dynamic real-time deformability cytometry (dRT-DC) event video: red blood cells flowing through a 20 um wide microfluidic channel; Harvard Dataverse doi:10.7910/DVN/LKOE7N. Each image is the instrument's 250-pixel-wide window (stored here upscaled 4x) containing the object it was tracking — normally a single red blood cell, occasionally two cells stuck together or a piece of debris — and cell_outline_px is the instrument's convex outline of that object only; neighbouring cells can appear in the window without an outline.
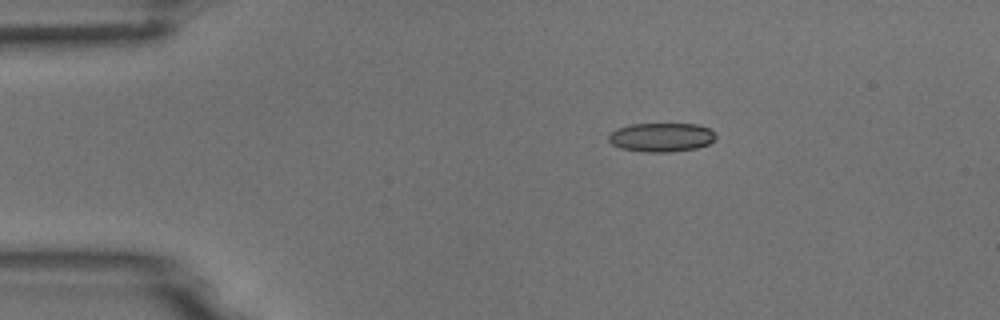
{"species": "common noctule bat (a hibernating species)", "species_latin": "Nyctalus noctula", "temperature_condition": "room temperature", "stored_images_in_passage": 5, "camera_frame_rate_fps": 3000, "um_per_image_px": 0.085, "animal": {"sex": "male", "body_mass_g": 18.8}, "frame": {"image": 1, "passage_image": 1, "time_ms": 0.0, "image_size_px": [1000, 320], "cell_outline_px": [[716, 140], [708, 144], [696, 148], [668, 152], [644, 152], [620, 148], [612, 144], [608, 140], [608, 136], [616, 128], [628, 124], [696, 124], [708, 128], [716, 136]], "centroid_in_image_um": [56.19, 11.67], "position_along_channel_um": 28.8, "area_um2": 18.09}}
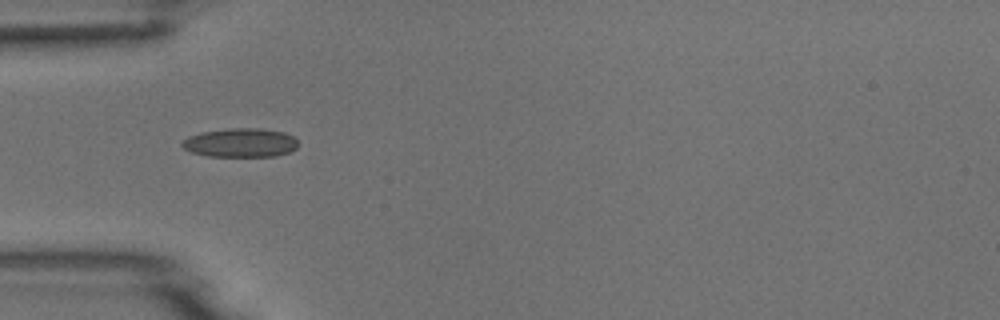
{"frame": {"image": 2, "passage_image": 3, "time_ms": 2.333, "image_size_px": [1000, 320], "cell_outline_px": [[296, 148], [288, 152], [276, 156], [208, 156], [192, 152], [184, 148], [180, 144], [188, 136], [200, 132], [228, 128], [260, 128], [284, 132], [292, 136], [296, 140]], "centroid_in_image_um": [20.41, 12.12], "position_along_channel_um": 64.6, "area_um2": 19.48}}